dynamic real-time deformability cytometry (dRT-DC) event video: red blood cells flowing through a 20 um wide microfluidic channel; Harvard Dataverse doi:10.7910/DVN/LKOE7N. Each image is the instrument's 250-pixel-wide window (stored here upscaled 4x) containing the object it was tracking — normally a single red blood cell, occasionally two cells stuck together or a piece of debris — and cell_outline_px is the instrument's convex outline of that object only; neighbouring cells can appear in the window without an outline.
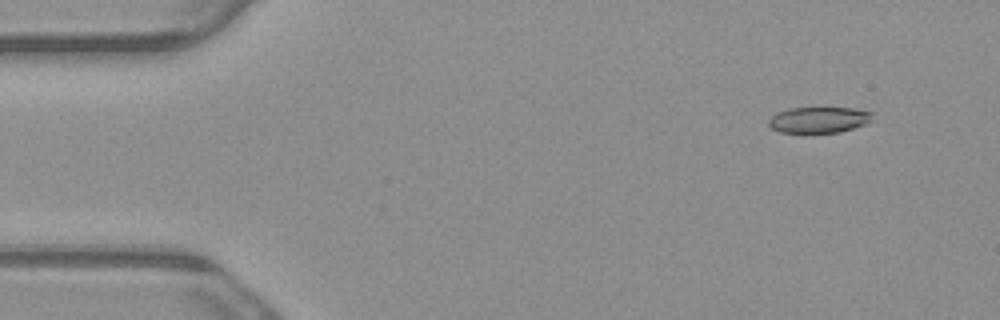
{"species": "common noctule bat (a hibernating species)", "species_latin": "Nyctalus noctula", "temperature_condition": "warm", "stored_images_in_passage": 5, "camera_frame_rate_fps": 3000, "um_per_image_px": 0.085, "animal": {"sex": "male", "body_mass_g": 23.1, "forearm_length_mm": 52.7}, "frame": {"image": 1, "passage_image": 2, "time_ms": 0.333, "image_size_px": [1000, 320], "cell_outline_px": [[872, 120], [864, 124], [840, 132], [804, 136], [780, 132], [772, 128], [768, 124], [768, 120], [776, 112], [788, 108], [856, 108], [872, 112]], "centroid_in_image_um": [69.54, 10.23], "position_along_channel_um": 15.5, "area_um2": 16.47}}
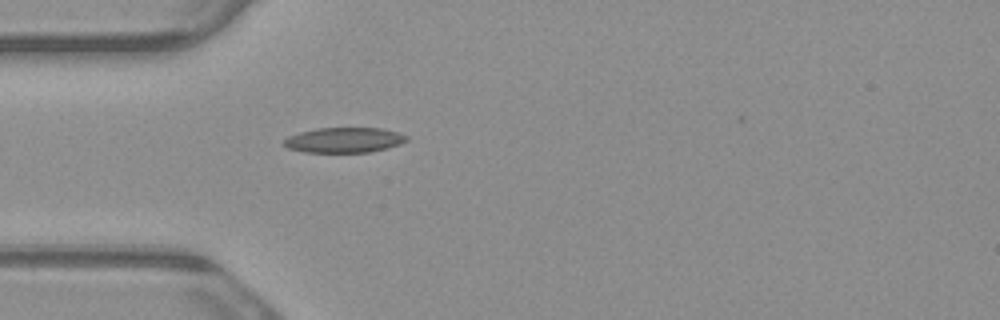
{"frame": {"image": 2, "passage_image": 5, "time_ms": 1.333, "image_size_px": [1000, 320], "cell_outline_px": [[408, 140], [400, 144], [388, 148], [368, 152], [304, 152], [288, 148], [284, 144], [284, 140], [288, 136], [300, 132], [316, 128], [380, 128], [400, 132], [408, 136]], "centroid_in_image_um": [29.29, 11.9], "position_along_channel_um": 55.7, "area_um2": 18.03}}